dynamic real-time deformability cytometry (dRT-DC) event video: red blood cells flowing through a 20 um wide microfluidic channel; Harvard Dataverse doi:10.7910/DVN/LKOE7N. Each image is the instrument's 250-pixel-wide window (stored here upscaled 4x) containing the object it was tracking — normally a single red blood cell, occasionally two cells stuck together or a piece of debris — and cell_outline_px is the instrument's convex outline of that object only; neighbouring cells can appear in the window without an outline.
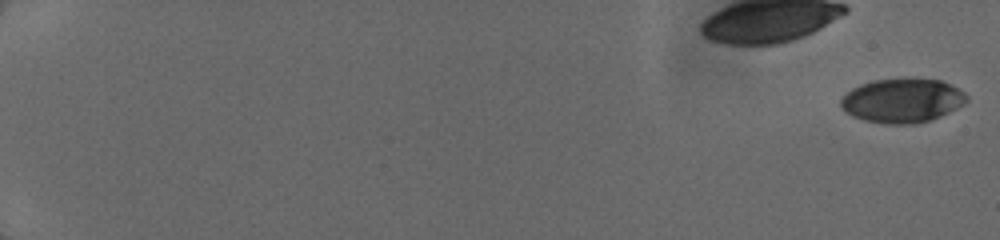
{"species": "human", "species_latin": "Homo sapiens", "temperature_condition": "cold", "stored_images_in_passage": 53, "camera_frame_rate_fps": 3000, "um_per_image_px": 0.085, "donor": {"sex": "female"}, "frame": {"image": 1, "passage_image": 1, "time_ms": 0.0, "image_size_px": [1000, 240], "cell_outline_px": [[968, 100], [964, 104], [940, 116], [916, 124], [884, 124], [864, 120], [852, 116], [840, 104], [840, 100], [852, 88], [860, 84], [872, 80], [940, 80], [964, 92], [968, 96]], "centroid_in_image_um": [76.68, 8.57], "position_along_channel_um": 8.3, "area_um2": 31.73}}
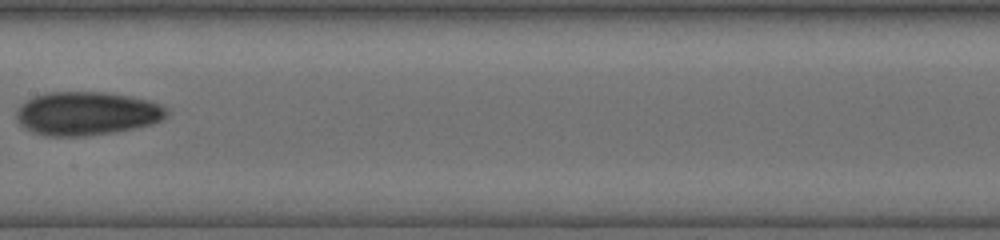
{"frame": {"image": 2, "passage_image": 26, "time_ms": 10.0, "image_size_px": [1000, 240], "cell_outline_px": [[168, 112], [160, 120], [152, 124], [116, 132], [84, 136], [44, 136], [32, 132], [24, 128], [16, 120], [16, 112], [20, 104], [36, 96], [48, 92], [104, 92], [132, 96], [148, 100], [160, 104]], "centroid_in_image_um": [7.34, 9.65], "position_along_channel_um": 200.1, "area_um2": 38.15}}
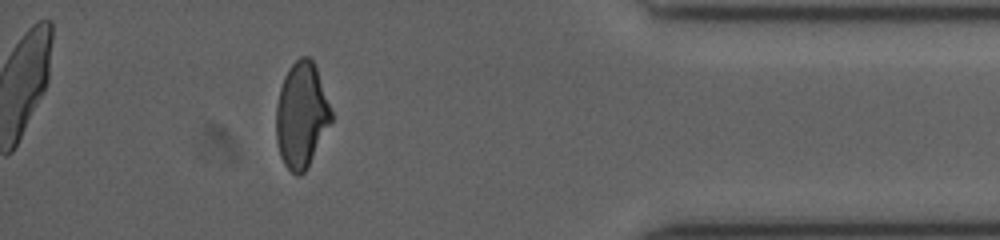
{"frame": {"image": 3, "passage_image": 46, "time_ms": 15.667, "image_size_px": [1000, 240], "cell_outline_px": [[332, 120], [304, 172], [300, 176], [296, 176], [284, 164], [280, 156], [276, 140], [276, 104], [280, 88], [284, 76], [288, 68], [300, 56], [308, 56], [312, 60], [316, 68], [332, 112]], "centroid_in_image_um": [25.6, 9.77], "position_along_channel_um": 409.6, "area_um2": 33.52}}